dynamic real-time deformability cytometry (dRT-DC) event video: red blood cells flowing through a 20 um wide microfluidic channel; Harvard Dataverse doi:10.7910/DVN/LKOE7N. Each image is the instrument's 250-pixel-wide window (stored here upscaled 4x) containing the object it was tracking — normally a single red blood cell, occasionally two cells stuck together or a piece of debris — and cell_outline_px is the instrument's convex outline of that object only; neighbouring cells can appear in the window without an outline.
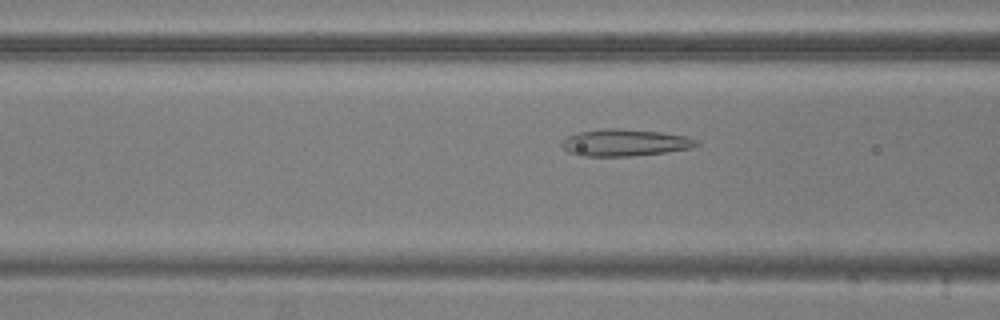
{"species": "common noctule bat (a hibernating species)", "species_latin": "Nyctalus noctula", "temperature_condition": "warm", "stored_images_in_passage": 54, "camera_frame_rate_fps": 3000, "um_per_image_px": 0.085, "animal": {"sex": "male", "body_mass_g": 20.5, "forearm_length_mm": 52.5}, "frame": {"image": 1, "passage_image": 19, "time_ms": 6.0, "image_size_px": [1000, 320], "cell_outline_px": [[700, 144], [692, 148], [664, 152], [628, 156], [584, 156], [568, 152], [560, 144], [560, 140], [576, 132], [604, 128], [616, 128], [660, 132], [688, 136], [700, 140]], "centroid_in_image_um": [53.11, 12.11], "position_along_channel_um": 113.5, "area_um2": 21.27}}
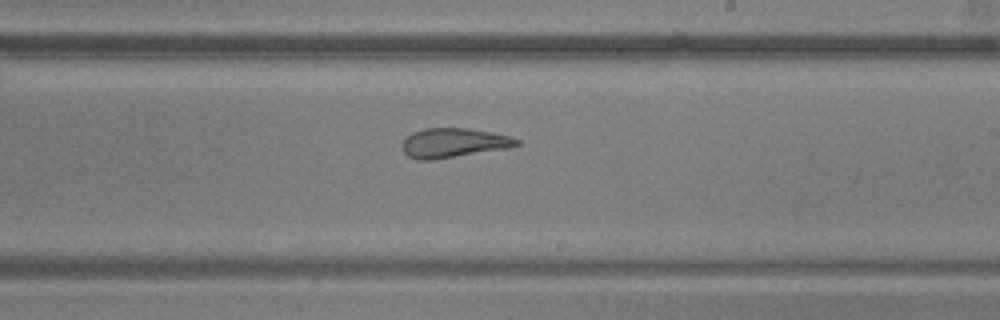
{"frame": {"image": 2, "passage_image": 30, "time_ms": 9.667, "image_size_px": [1000, 320], "cell_outline_px": [[520, 144], [508, 148], [436, 160], [416, 160], [408, 156], [404, 152], [404, 140], [412, 132], [424, 128], [468, 128], [492, 132], [512, 136], [520, 140]], "centroid_in_image_um": [38.59, 12.15], "position_along_channel_um": 250.4, "area_um2": 19.77}}
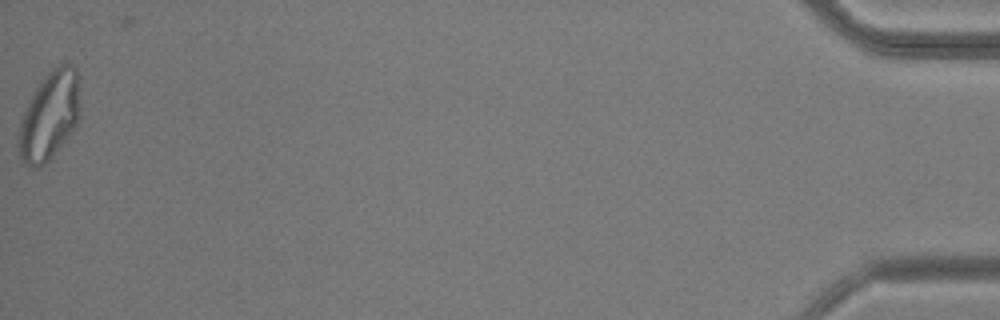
{"frame": {"image": 3, "passage_image": 53, "time_ms": 17.333, "image_size_px": [1000, 320], "cell_outline_px": [[80, 116], [76, 124], [64, 140], [48, 160], [44, 164], [36, 168], [32, 168], [24, 164], [20, 160], [16, 144], [20, 120], [40, 80], [52, 68], [60, 64], [72, 64], [76, 68]], "centroid_in_image_um": [4.16, 9.86], "position_along_channel_um": 431.0, "area_um2": 31.44}, "authors_computed_cell_mechanics": {"area_um2": 24.0737, "velocity_mm_per_s": 3.7298, "shape_relaxation_time_tau1_ms": null, "shape_relaxation_time_tau2_ms": 1.5486, "deformation_change_tau1": null, "deformation_change_tau2": 0.0913}}